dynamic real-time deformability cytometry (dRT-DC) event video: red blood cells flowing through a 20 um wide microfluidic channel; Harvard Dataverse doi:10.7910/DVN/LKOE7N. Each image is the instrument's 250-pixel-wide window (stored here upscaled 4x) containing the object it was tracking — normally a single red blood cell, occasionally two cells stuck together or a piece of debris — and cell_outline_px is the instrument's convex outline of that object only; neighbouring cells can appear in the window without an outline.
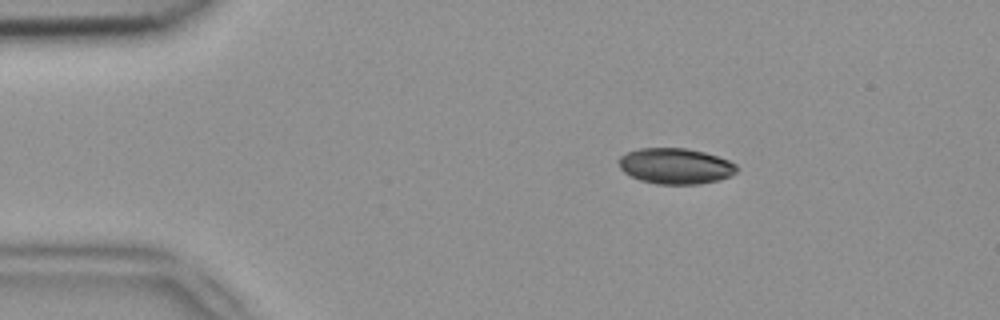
{"species": "common noctule bat (a hibernating species)", "species_latin": "Nyctalus noctula", "temperature_condition": "room temperature", "stored_images_in_passage": 44, "camera_frame_rate_fps": 3000, "um_per_image_px": 0.085, "animal": {"sex": "female", "body_mass_g": 18.4}, "frame": {"image": 1, "passage_image": 1, "time_ms": 0.0, "image_size_px": [1000, 320], "cell_outline_px": [[736, 172], [732, 176], [720, 180], [700, 184], [656, 184], [640, 180], [624, 172], [620, 168], [616, 160], [620, 156], [628, 152], [640, 148], [688, 148], [704, 152], [728, 160], [736, 164]], "centroid_in_image_um": [57.41, 14.12], "position_along_channel_um": 27.6, "area_um2": 24.74}}
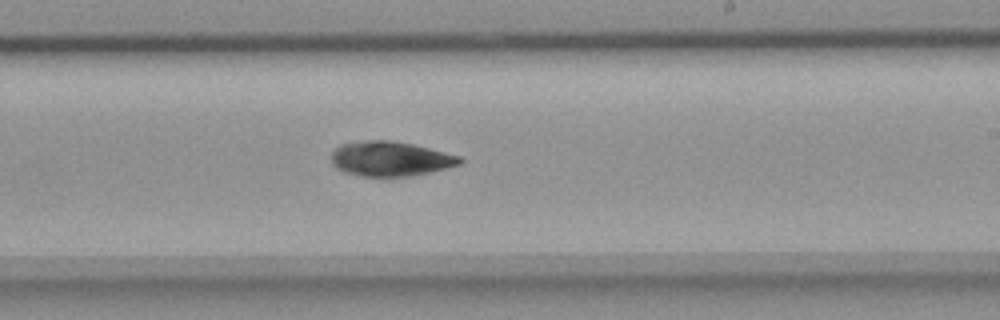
{"frame": {"image": 2, "passage_image": 23, "time_ms": 7.333, "image_size_px": [1000, 320], "cell_outline_px": [[464, 160], [460, 164], [432, 172], [412, 176], [380, 180], [360, 176], [344, 172], [336, 168], [332, 164], [332, 152], [340, 144], [368, 140], [388, 140], [412, 144], [460, 156]], "centroid_in_image_um": [33.16, 13.55], "position_along_channel_um": 255.8, "area_um2": 26.7}}
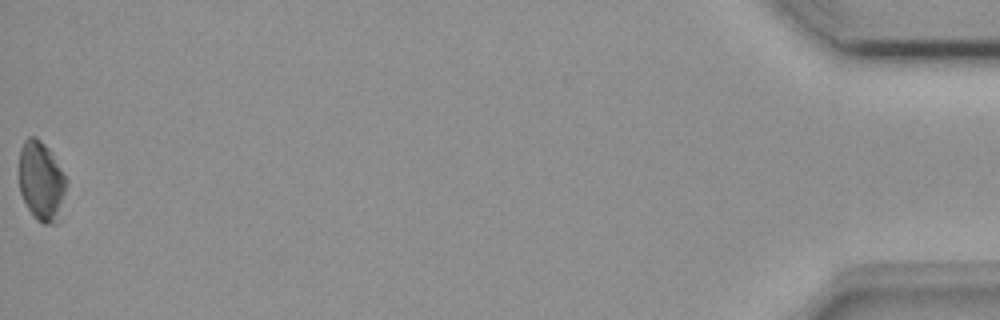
{"frame": {"image": 3, "passage_image": 44, "time_ms": 14.333, "image_size_px": [1000, 320], "cell_outline_px": [[68, 180], [56, 224], [44, 224], [36, 220], [32, 216], [20, 192], [20, 148], [24, 140], [28, 136], [36, 136], [48, 148]], "centroid_in_image_um": [3.5, 15.39], "position_along_channel_um": 431.7, "area_um2": 21.73}, "authors_computed_cell_mechanics": {"area_um2": 25.4898, "velocity_mm_per_s": 3.9111, "shape_relaxation_time_tau1_ms": 3.056, "shape_relaxation_time_tau2_ms": null, "deformation_change_tau1": 0.05, "deformation_change_tau2": null}}